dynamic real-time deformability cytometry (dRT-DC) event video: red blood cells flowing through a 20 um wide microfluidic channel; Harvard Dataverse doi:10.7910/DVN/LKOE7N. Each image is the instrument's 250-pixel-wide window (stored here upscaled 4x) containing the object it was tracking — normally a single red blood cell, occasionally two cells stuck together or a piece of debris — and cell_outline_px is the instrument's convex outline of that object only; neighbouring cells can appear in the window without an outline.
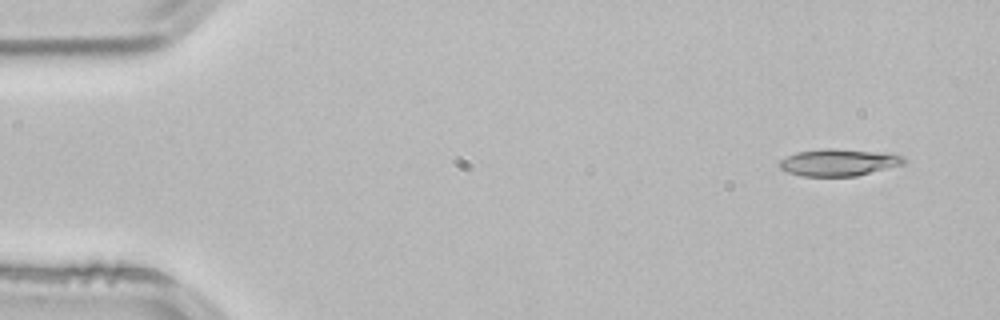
{"species": "common noctule bat (a hibernating species)", "species_latin": "Nyctalus noctula", "temperature_condition": "room temperature", "stored_images_in_passage": 3, "camera_frame_rate_fps": 3000, "um_per_image_px": 0.085, "animal": {"sex": "male", "body_mass_g": 21.5, "forearm_length_mm": 52.0}, "frame": {"image": 1, "passage_image": 1, "time_ms": 0.0, "image_size_px": [1000, 320], "cell_outline_px": [[904, 164], [856, 176], [804, 176], [788, 172], [780, 168], [776, 164], [780, 160], [796, 152], [828, 148], [884, 152], [904, 156]], "centroid_in_image_um": [71.27, 13.8], "position_along_channel_um": 13.7, "area_um2": 19.48}}